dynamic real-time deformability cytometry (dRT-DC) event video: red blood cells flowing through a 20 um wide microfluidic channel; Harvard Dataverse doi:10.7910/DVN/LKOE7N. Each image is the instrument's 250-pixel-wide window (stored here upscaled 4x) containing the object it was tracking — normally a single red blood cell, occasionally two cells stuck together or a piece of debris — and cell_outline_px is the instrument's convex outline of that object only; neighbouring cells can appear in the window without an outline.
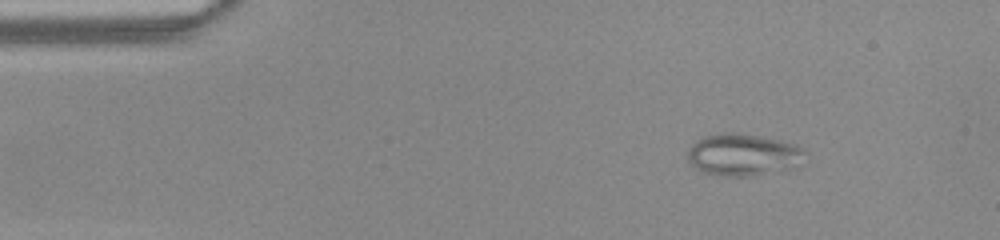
{"species": "common noctule bat (a hibernating species)", "species_latin": "Nyctalus noctula", "temperature_condition": "warm", "stored_images_in_passage": 45, "camera_frame_rate_fps": 3000, "um_per_image_px": 0.085, "animal": {"sex": "female", "body_mass_g": 22.0, "forearm_length_mm": 56.7}, "frame": {"image": 1, "passage_image": 1, "time_ms": 0.0, "image_size_px": [1000, 240], "cell_outline_px": [[808, 152], [792, 168], [748, 176], [724, 176], [700, 172], [688, 160], [688, 148], [696, 140], [704, 136], [728, 132], [736, 132], [780, 140], [796, 144], [804, 148]], "centroid_in_image_um": [63.14, 13.14], "position_along_channel_um": 21.9, "area_um2": 28.67}}
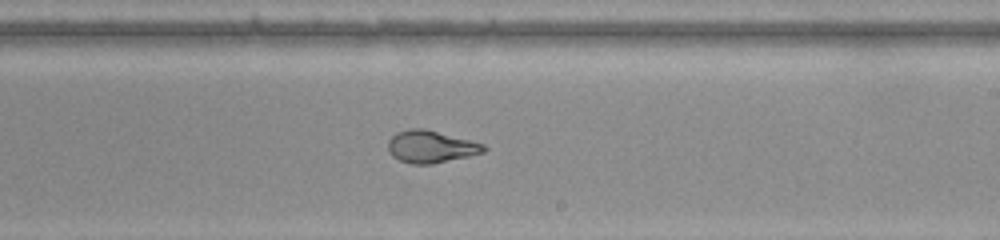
{"frame": {"image": 2, "passage_image": 24, "time_ms": 7.667, "image_size_px": [1000, 240], "cell_outline_px": [[488, 148], [484, 152], [468, 156], [432, 164], [412, 164], [400, 160], [392, 156], [388, 148], [388, 140], [396, 132], [408, 128], [424, 128], [484, 144]], "centroid_in_image_um": [36.6, 12.46], "position_along_channel_um": 252.4, "area_um2": 17.92}}
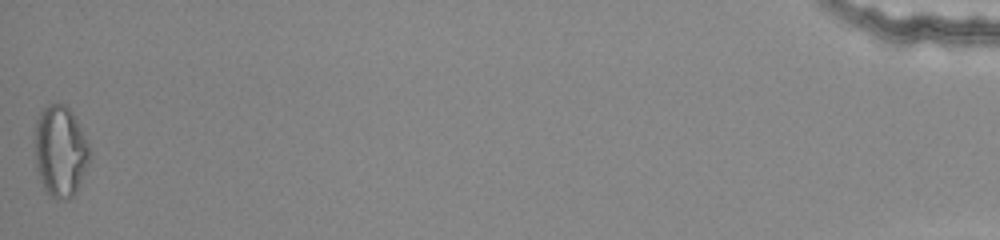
{"frame": {"image": 3, "passage_image": 45, "time_ms": 14.667, "image_size_px": [1000, 240], "cell_outline_px": [[88, 160], [80, 180], [72, 196], [68, 200], [56, 200], [44, 188], [40, 180], [36, 164], [36, 120], [40, 112], [48, 104], [60, 100], [72, 112], [88, 144]], "centroid_in_image_um": [5.1, 12.81], "position_along_channel_um": 430.1, "area_um2": 28.44}}